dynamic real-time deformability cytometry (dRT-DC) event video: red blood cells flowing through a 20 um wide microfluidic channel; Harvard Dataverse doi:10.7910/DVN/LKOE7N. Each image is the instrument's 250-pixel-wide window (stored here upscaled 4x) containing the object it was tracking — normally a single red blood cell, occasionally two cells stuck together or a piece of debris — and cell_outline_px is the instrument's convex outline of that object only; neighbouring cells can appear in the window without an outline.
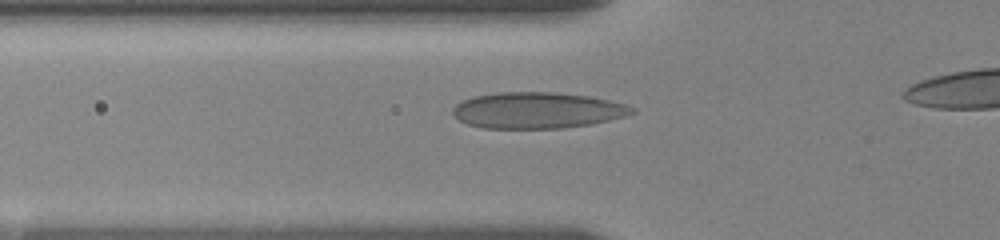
{"species": "human", "species_latin": "Homo sapiens", "temperature_condition": "room temperature", "stored_images_in_passage": 9, "segment_of_instrument_passage": [1, 2], "camera_frame_rate_fps": 3000, "um_per_image_px": 0.085, "donor": {"sex": "female"}, "frame": {"image": 1, "passage_image": 8, "time_ms": 4.333, "image_size_px": [1000, 240], "cell_outline_px": [[636, 112], [624, 116], [592, 124], [564, 128], [484, 128], [468, 124], [460, 120], [452, 112], [452, 108], [456, 104], [472, 96], [500, 92], [556, 92], [588, 96], [608, 100], [624, 104], [636, 108]], "centroid_in_image_um": [45.67, 9.37], "position_along_channel_um": 80.1, "area_um2": 37.69}}